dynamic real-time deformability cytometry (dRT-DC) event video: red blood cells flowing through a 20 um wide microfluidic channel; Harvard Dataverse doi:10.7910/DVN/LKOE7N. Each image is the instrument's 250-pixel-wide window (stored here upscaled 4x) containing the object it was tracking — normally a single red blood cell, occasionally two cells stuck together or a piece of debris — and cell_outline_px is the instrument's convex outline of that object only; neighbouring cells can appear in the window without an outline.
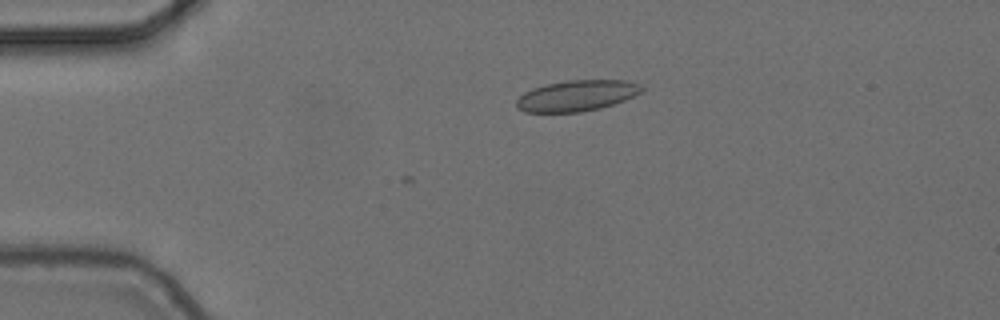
{"species": "common noctule bat (a hibernating species)", "species_latin": "Nyctalus noctula", "temperature_condition": "cold", "stored_images_in_passage": 3, "camera_frame_rate_fps": 3000, "um_per_image_px": 0.085, "animal": {"sex": "female", "body_mass_g": 24.6, "forearm_length_mm": 56.2}, "frame": {"image": 1, "passage_image": 2, "time_ms": 0.333, "image_size_px": [1000, 320], "cell_outline_px": [[644, 88], [640, 92], [624, 100], [600, 108], [580, 112], [524, 112], [516, 108], [516, 100], [524, 92], [532, 88], [564, 80], [624, 80], [640, 84]], "centroid_in_image_um": [48.98, 8.13], "position_along_channel_um": 36.0, "area_um2": 22.48}}